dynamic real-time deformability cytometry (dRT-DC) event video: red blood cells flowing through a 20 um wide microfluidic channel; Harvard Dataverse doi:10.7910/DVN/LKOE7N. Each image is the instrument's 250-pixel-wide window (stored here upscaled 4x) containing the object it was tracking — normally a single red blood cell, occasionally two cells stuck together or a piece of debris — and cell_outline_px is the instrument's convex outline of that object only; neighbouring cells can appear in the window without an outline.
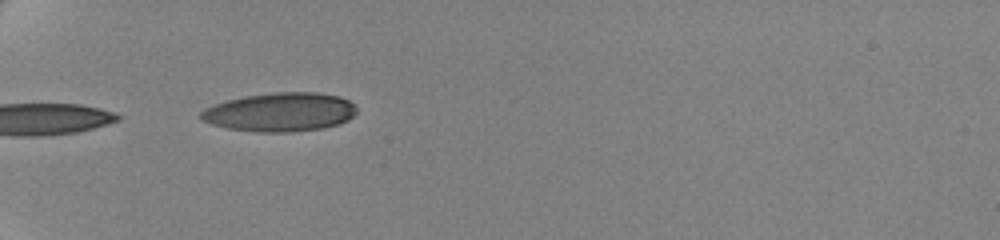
{"species": "human", "species_latin": "Homo sapiens", "temperature_condition": "cold", "stored_images_in_passage": 9, "camera_frame_rate_fps": 3000, "um_per_image_px": 0.085, "donor": {"sex": "female"}, "frame": {"image": 1, "passage_image": 1, "time_ms": 0.0, "image_size_px": [1000, 240], "cell_outline_px": [[356, 112], [348, 120], [340, 124], [324, 128], [292, 132], [256, 132], [228, 128], [212, 124], [200, 120], [200, 112], [204, 108], [228, 100], [244, 96], [276, 92], [320, 92], [340, 96], [348, 100], [356, 108]], "centroid_in_image_um": [23.82, 9.53], "position_along_channel_um": 61.2, "area_um2": 35.37}}